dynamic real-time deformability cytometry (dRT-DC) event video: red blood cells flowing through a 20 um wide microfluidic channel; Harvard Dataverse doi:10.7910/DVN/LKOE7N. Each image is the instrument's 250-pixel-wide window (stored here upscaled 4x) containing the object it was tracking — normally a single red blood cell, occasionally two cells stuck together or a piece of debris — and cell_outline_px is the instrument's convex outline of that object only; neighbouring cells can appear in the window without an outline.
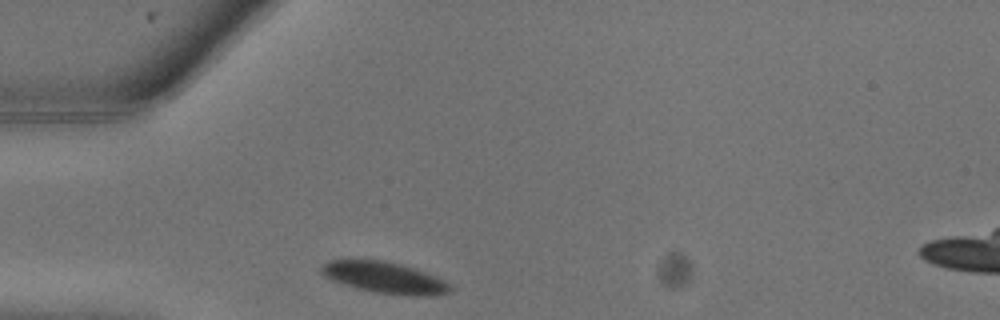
{"species": "common noctule bat (a hibernating species)", "species_latin": "Nyctalus noctula", "temperature_condition": "warm", "stored_images_in_passage": 3, "camera_frame_rate_fps": 3000, "um_per_image_px": 0.085, "animal": {"sex": "male", "body_mass_g": 13.3}, "frame": {"image": 1, "passage_image": 1, "time_ms": 0.0, "image_size_px": [1000, 320], "cell_outline_px": [[452, 292], [436, 296], [412, 296], [372, 292], [356, 288], [332, 280], [324, 276], [320, 272], [320, 264], [328, 260], [380, 260], [400, 264], [416, 268], [444, 280], [452, 284]], "centroid_in_image_um": [32.72, 23.61], "position_along_channel_um": 52.3, "area_um2": 23.87}}